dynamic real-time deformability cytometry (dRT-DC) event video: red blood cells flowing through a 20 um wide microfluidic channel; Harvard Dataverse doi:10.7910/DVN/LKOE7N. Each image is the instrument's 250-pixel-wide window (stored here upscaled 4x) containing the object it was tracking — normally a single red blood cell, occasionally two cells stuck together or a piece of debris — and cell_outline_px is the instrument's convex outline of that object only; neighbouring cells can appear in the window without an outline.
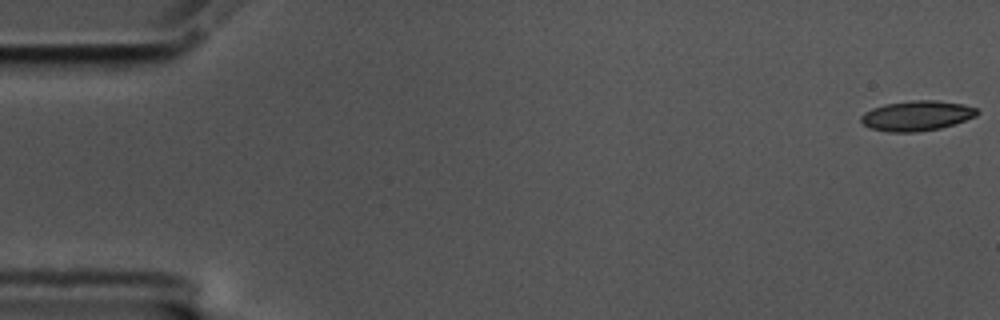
{"species": "common noctule bat (a hibernating species)", "species_latin": "Nyctalus noctula", "temperature_condition": "cold", "stored_images_in_passage": 57, "camera_frame_rate_fps": 3000, "um_per_image_px": 0.085, "animal": {"sex": "male", "body_mass_g": 17.5, "forearm_length_mm": 52.3}, "frame": {"image": 1, "passage_image": 1, "time_ms": 0.0, "image_size_px": [1000, 320], "cell_outline_px": [[980, 112], [976, 116], [940, 128], [916, 132], [888, 132], [868, 128], [860, 120], [860, 116], [864, 112], [872, 108], [884, 104], [912, 100], [936, 100], [964, 104], [976, 108]], "centroid_in_image_um": [77.89, 9.83], "position_along_channel_um": 7.1, "area_um2": 20.4}}
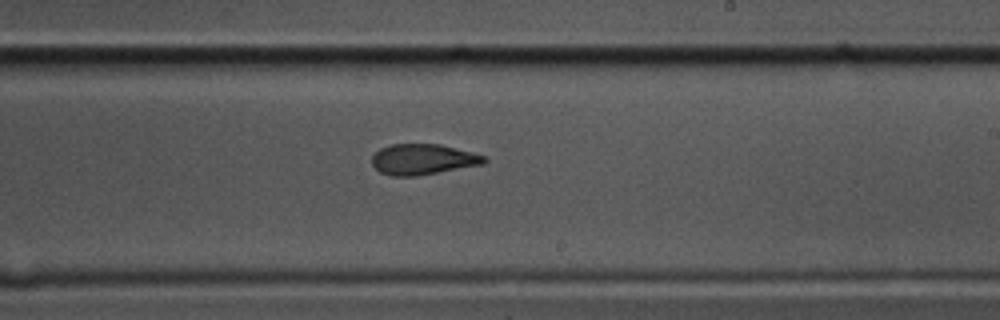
{"frame": {"image": 2, "passage_image": 34, "time_ms": 11.0, "image_size_px": [1000, 320], "cell_outline_px": [[488, 160], [484, 164], [416, 176], [392, 176], [380, 172], [372, 164], [372, 156], [380, 148], [392, 144], [440, 144], [472, 152], [484, 156]], "centroid_in_image_um": [35.95, 13.54], "position_along_channel_um": 253.1, "area_um2": 20.0}}
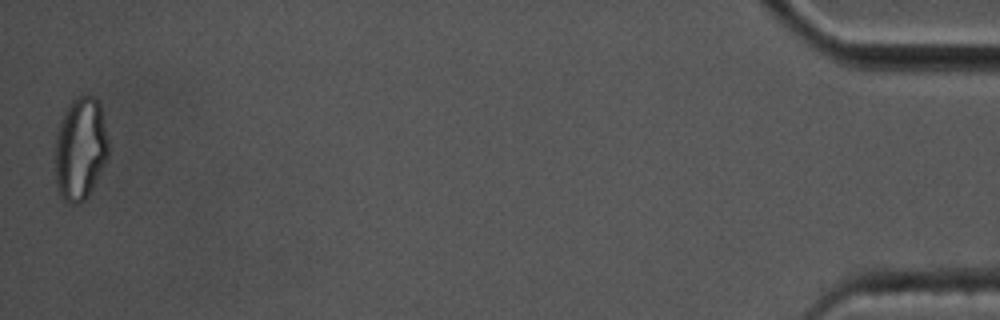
{"frame": {"image": 3, "passage_image": 57, "time_ms": 18.667, "image_size_px": [1000, 320], "cell_outline_px": [[108, 156], [88, 196], [80, 204], [68, 204], [60, 196], [56, 188], [52, 156], [56, 132], [64, 112], [72, 100], [80, 96], [92, 96], [100, 104], [108, 140]], "centroid_in_image_um": [6.76, 12.7], "position_along_channel_um": 428.4, "area_um2": 32.6}, "authors_computed_cell_mechanics": {"area_um2": 20.7502, "velocity_mm_per_s": 3.5083, "shape_relaxation_time_tau1_ms": 7.6936, "shape_relaxation_time_tau2_ms": 2.2881, "deformation_change_tau1": 0.167, "deformation_change_tau2": 0.0912}}